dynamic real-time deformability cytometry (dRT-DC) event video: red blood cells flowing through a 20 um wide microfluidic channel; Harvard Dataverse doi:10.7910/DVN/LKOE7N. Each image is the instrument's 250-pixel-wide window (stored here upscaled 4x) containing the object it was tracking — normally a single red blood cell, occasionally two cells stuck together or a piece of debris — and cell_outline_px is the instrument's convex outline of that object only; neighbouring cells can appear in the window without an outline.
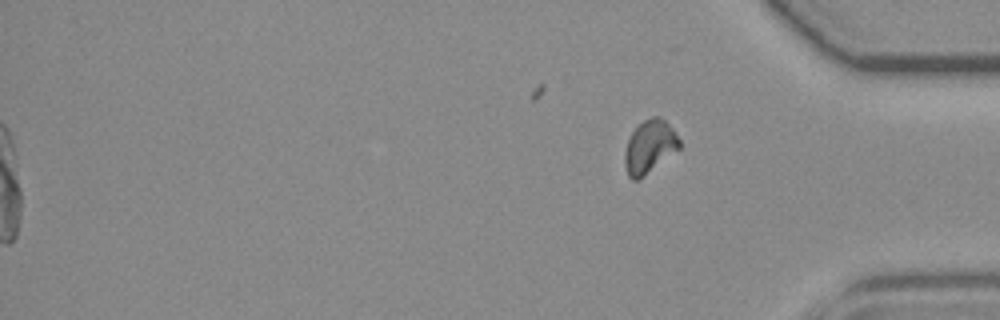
{"species": "common noctule bat (a hibernating species)", "species_latin": "Nyctalus noctula", "temperature_condition": "room temperature", "stored_images_in_passage": 51, "segment_of_instrument_passage": [2, 2], "camera_frame_rate_fps": 3000, "um_per_image_px": 0.085, "animal": {"sex": "female", "body_mass_g": 19.3, "forearm_length_mm": 54.1}, "frame": {"image": 1, "passage_image": 51, "time_ms": 16.667, "image_size_px": [1000, 320], "cell_outline_px": [[680, 144], [676, 148], [640, 176], [632, 176], [628, 172], [628, 144], [632, 136], [648, 120], [652, 120], [672, 132]], "centroid_in_image_um": [55.2, 12.52], "position_along_channel_um": 380.0, "area_um2": 13.06}}